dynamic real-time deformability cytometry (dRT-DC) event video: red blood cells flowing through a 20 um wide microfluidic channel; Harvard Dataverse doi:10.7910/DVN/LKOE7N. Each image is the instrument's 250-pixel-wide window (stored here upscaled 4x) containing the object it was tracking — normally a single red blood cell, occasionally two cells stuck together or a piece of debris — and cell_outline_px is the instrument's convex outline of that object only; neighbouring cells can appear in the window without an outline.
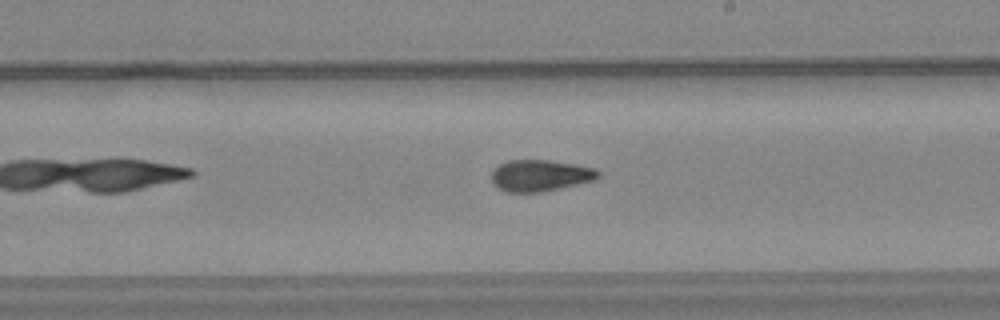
{"species": "common noctule bat (a hibernating species)", "species_latin": "Nyctalus noctula", "temperature_condition": "warm", "stored_images_in_passage": 40, "camera_frame_rate_fps": 3000, "um_per_image_px": 0.085, "animal": {"sex": "female", "body_mass_g": 24.6, "forearm_length_mm": 56.2}, "frame": {"image": 1, "passage_image": 18, "time_ms": 5.667, "image_size_px": [1000, 320], "cell_outline_px": [[600, 176], [596, 180], [544, 192], [508, 192], [492, 184], [492, 172], [500, 164], [508, 160], [552, 160], [596, 168], [600, 172]], "centroid_in_image_um": [45.96, 14.92], "position_along_channel_um": 243.0, "area_um2": 19.71}, "authors_computed_cell_mechanics": {"area_um2": 19.7098, "velocity_mm_per_s": 3.8092, "shape_relaxation_time_tau1_ms": null, "shape_relaxation_time_tau2_ms": 3.2105, "deformation_change_tau1": null, "deformation_change_tau2": 0.1032}}